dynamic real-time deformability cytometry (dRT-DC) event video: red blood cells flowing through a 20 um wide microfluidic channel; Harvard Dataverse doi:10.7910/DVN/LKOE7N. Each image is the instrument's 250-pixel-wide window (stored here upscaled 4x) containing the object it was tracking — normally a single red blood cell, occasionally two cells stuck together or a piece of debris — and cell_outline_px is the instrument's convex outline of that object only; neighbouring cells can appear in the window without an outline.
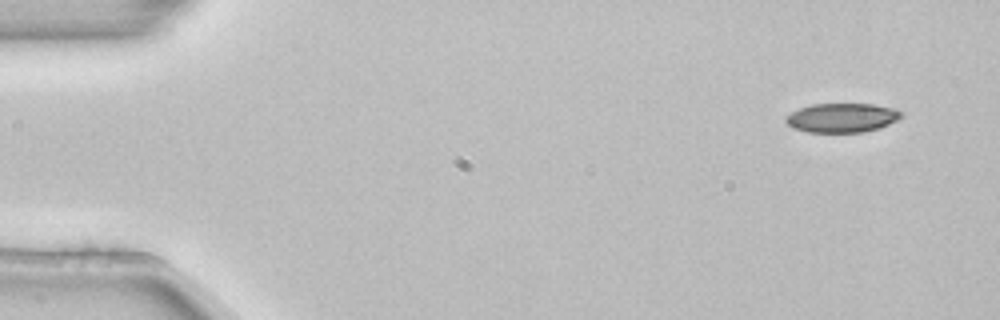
{"species": "common noctule bat (a hibernating species)", "species_latin": "Nyctalus noctula", "temperature_condition": "room temperature", "stored_images_in_passage": 4, "camera_frame_rate_fps": 3000, "um_per_image_px": 0.085, "animal": {"sex": "female", "body_mass_g": 22.7, "forearm_length_mm": 54.2}, "frame": {"image": 1, "passage_image": 1, "time_ms": 0.0, "image_size_px": [1000, 320], "cell_outline_px": [[904, 116], [900, 120], [880, 128], [864, 132], [808, 132], [792, 128], [784, 120], [784, 116], [800, 108], [812, 104], [872, 104], [896, 108], [904, 112]], "centroid_in_image_um": [71.62, 10.01], "position_along_channel_um": 13.4, "area_um2": 20.0}}
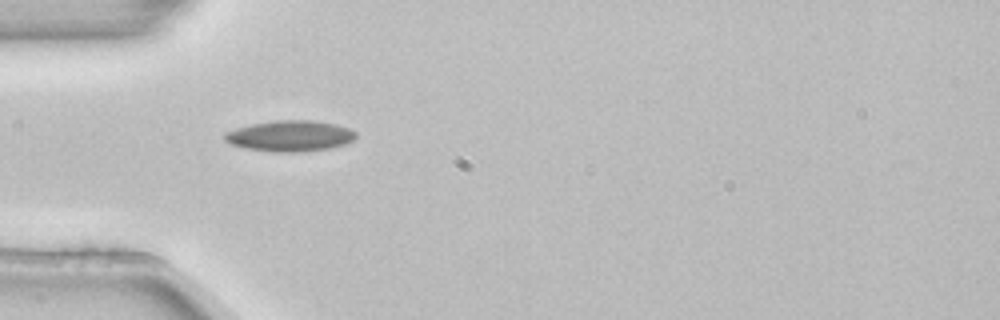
{"frame": {"image": 2, "passage_image": 4, "time_ms": 1.0, "image_size_px": [1000, 320], "cell_outline_px": [[356, 136], [352, 140], [344, 144], [328, 148], [296, 152], [276, 152], [244, 148], [232, 144], [224, 140], [224, 132], [236, 128], [252, 124], [276, 120], [312, 120], [336, 124], [348, 128], [356, 132]], "centroid_in_image_um": [24.63, 11.55], "position_along_channel_um": 60.4, "area_um2": 23.47}}